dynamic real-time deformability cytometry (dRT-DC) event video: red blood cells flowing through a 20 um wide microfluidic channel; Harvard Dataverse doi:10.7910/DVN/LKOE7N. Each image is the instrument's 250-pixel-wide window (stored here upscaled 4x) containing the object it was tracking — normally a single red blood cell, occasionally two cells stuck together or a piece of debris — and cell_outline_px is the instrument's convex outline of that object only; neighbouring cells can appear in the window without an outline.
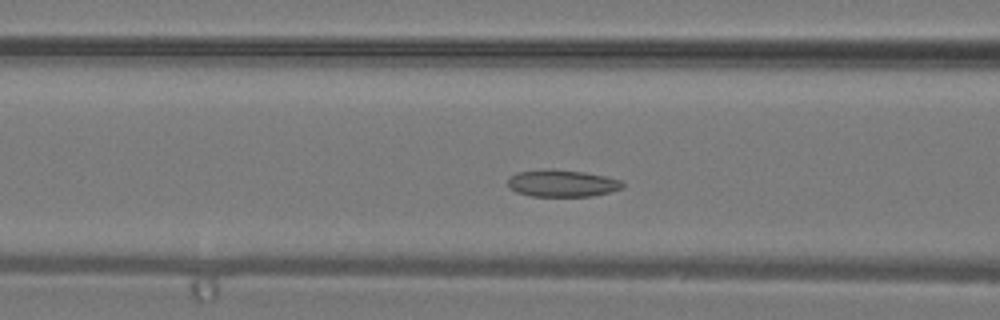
{"species": "common noctule bat (a hibernating species)", "species_latin": "Nyctalus noctula", "temperature_condition": "warm", "stored_images_in_passage": 32, "camera_frame_rate_fps": 3000, "um_per_image_px": 0.085, "animal": {"sex": "male", "body_mass_g": 19.2, "forearm_length_mm": 51.8}, "frame": {"image": 1, "passage_image": 9, "time_ms": 2.667, "image_size_px": [1000, 320], "cell_outline_px": [[624, 188], [592, 196], [532, 196], [516, 192], [508, 188], [508, 180], [516, 172], [548, 168], [584, 172], [604, 176], [620, 180], [624, 184]], "centroid_in_image_um": [47.75, 15.57], "position_along_channel_um": 118.8, "area_um2": 18.09}}
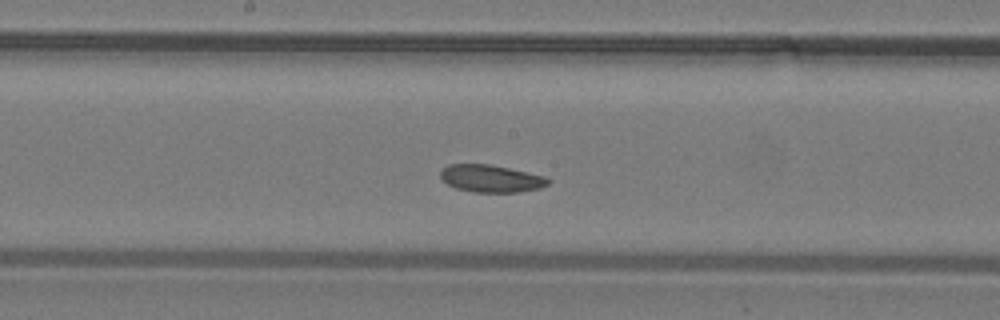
{"frame": {"image": 2, "passage_image": 14, "time_ms": 4.333, "image_size_px": [1000, 320], "cell_outline_px": [[552, 180], [548, 184], [540, 188], [520, 192], [476, 192], [456, 188], [448, 184], [440, 176], [440, 172], [448, 164], [488, 164], [508, 168], [544, 176]], "centroid_in_image_um": [41.75, 15.18], "position_along_channel_um": 206.4, "area_um2": 16.99}}
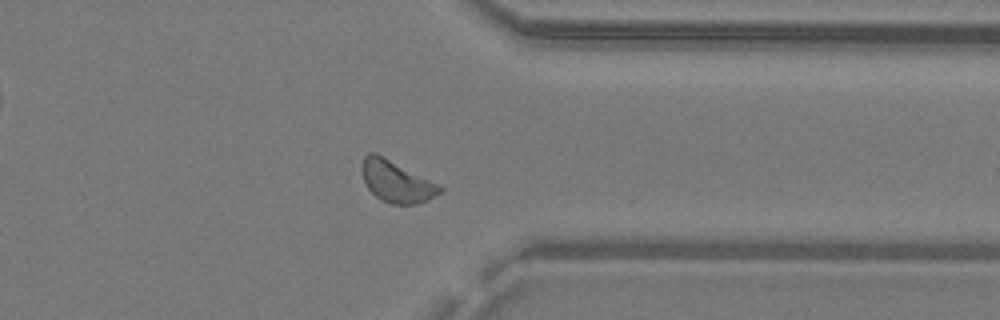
{"frame": {"image": 3, "passage_image": 24, "time_ms": 7.667, "image_size_px": [1000, 320], "cell_outline_px": [[444, 188], [440, 192], [428, 200], [416, 204], [392, 204], [380, 200], [368, 188], [364, 180], [360, 168], [360, 164], [364, 156], [368, 152], [376, 152], [440, 184]], "centroid_in_image_um": [33.68, 15.4], "position_along_channel_um": 377.7, "area_um2": 19.13}}